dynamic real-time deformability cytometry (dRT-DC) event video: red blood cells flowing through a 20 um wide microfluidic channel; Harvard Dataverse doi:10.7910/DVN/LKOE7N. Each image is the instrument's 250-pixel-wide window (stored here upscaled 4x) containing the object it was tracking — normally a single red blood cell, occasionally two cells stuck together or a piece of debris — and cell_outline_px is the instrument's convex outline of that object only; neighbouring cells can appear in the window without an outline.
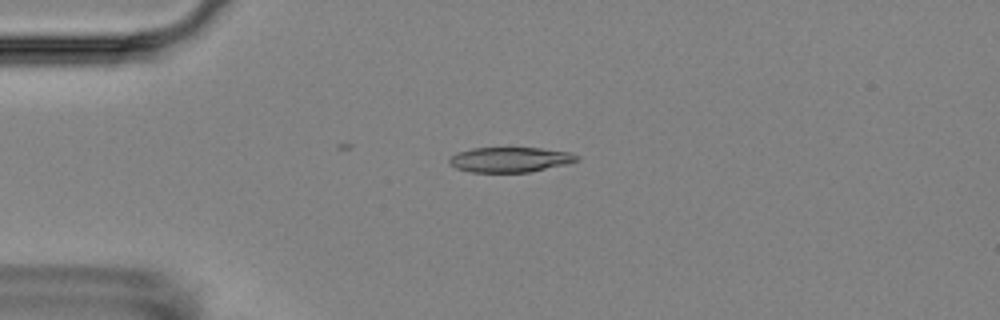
{"species": "Egyptian fruit bat (a non-hibernating species)", "species_latin": "Rousettus aegyptiacus", "temperature_condition": "room temperature", "stored_images_in_passage": 6, "camera_frame_rate_fps": 3000, "um_per_image_px": 0.085, "animal": {"sex": "female"}, "frame": {"image": 1, "passage_image": 5, "time_ms": 5.667, "image_size_px": [1000, 320], "cell_outline_px": [[580, 160], [568, 164], [528, 172], [472, 172], [456, 168], [448, 160], [456, 152], [472, 148], [540, 148], [568, 152], [580, 156]], "centroid_in_image_um": [43.38, 13.56], "position_along_channel_um": 41.6, "area_um2": 18.55}}